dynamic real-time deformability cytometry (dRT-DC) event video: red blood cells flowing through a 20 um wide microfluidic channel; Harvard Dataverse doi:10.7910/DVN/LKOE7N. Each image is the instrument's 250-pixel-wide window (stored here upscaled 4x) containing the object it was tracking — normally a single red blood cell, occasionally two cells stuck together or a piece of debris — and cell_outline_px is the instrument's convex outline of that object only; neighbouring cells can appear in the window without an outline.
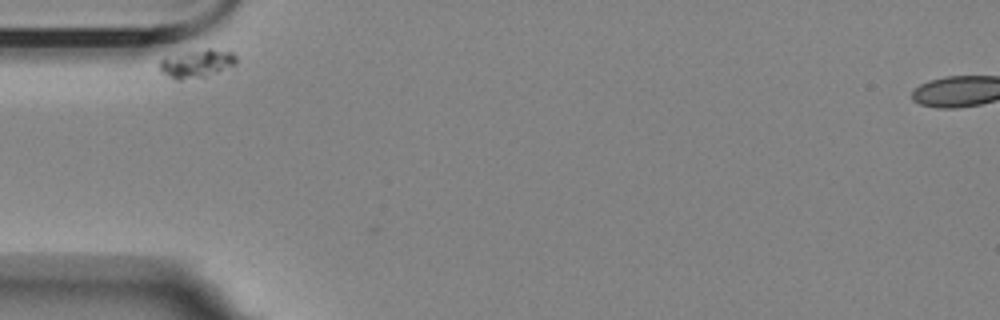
{"species": "Egyptian fruit bat (a non-hibernating species)", "species_latin": "Rousettus aegyptiacus", "temperature_condition": "room temperature", "stored_images_in_passage": 10, "camera_frame_rate_fps": 3000, "um_per_image_px": 0.085, "animal": {"sex": "female"}, "frame": {"image": 1, "passage_image": 1, "time_ms": 0.0, "image_size_px": [1000, 320], "cell_outline_px": [[236, 64], [220, 72], [208, 76], [180, 80], [176, 80], [160, 72], [160, 60], [208, 48], [212, 48], [232, 52], [236, 56]], "centroid_in_image_um": [16.79, 5.43], "position_along_channel_um": 68.2, "area_um2": 12.25}}
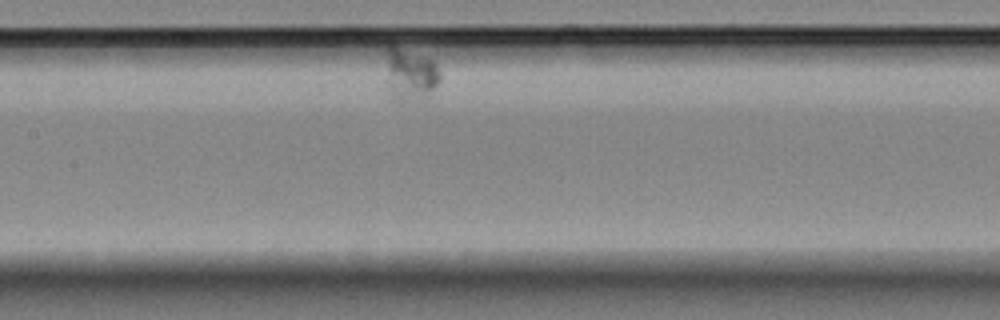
{"frame": {"image": 2, "passage_image": 4, "time_ms": 4.333, "image_size_px": [1000, 320], "cell_outline_px": [[440, 80], [428, 96], [400, 100], [396, 100], [392, 96], [388, 88], [388, 48], [392, 44], [432, 60], [436, 64], [440, 72]], "centroid_in_image_um": [34.9, 6.31], "position_along_channel_um": 172.5, "area_um2": 15.72}}
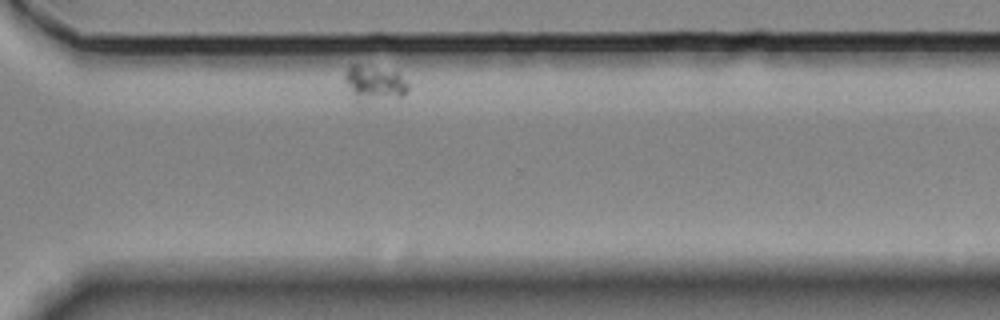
{"frame": {"image": 3, "passage_image": 10, "time_ms": 11.333, "image_size_px": [1000, 320], "cell_outline_px": [[408, 88], [404, 96], [360, 100], [356, 100], [344, 80], [344, 76], [348, 68], [352, 64], [356, 64], [400, 72], [408, 84]], "centroid_in_image_um": [31.84, 7.03], "position_along_channel_um": 338.8, "area_um2": 12.54}}